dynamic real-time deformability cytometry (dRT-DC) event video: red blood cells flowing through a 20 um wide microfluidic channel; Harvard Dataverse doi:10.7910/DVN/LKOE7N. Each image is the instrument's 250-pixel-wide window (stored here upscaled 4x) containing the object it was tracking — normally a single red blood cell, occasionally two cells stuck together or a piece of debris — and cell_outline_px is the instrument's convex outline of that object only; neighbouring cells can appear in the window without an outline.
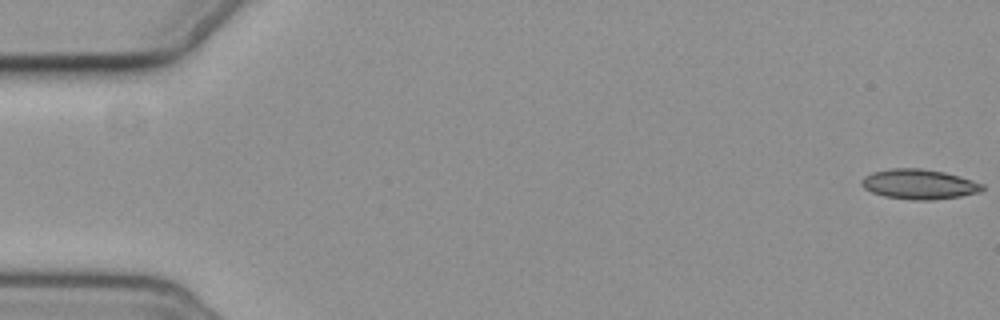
{"species": "common noctule bat (a hibernating species)", "species_latin": "Nyctalus noctula", "temperature_condition": "cold", "stored_images_in_passage": 7, "camera_frame_rate_fps": 3000, "um_per_image_px": 0.085, "animal": {"sex": "female", "body_mass_g": 19.3, "forearm_length_mm": 54.1}, "frame": {"image": 1, "passage_image": 1, "time_ms": 0.0, "image_size_px": [1000, 320], "cell_outline_px": [[984, 188], [980, 192], [960, 196], [932, 200], [916, 200], [884, 196], [872, 192], [864, 188], [860, 184], [860, 180], [864, 176], [872, 172], [888, 168], [920, 168], [944, 172], [960, 176], [984, 184]], "centroid_in_image_um": [78.1, 15.65], "position_along_channel_um": 6.9, "area_um2": 21.15}}
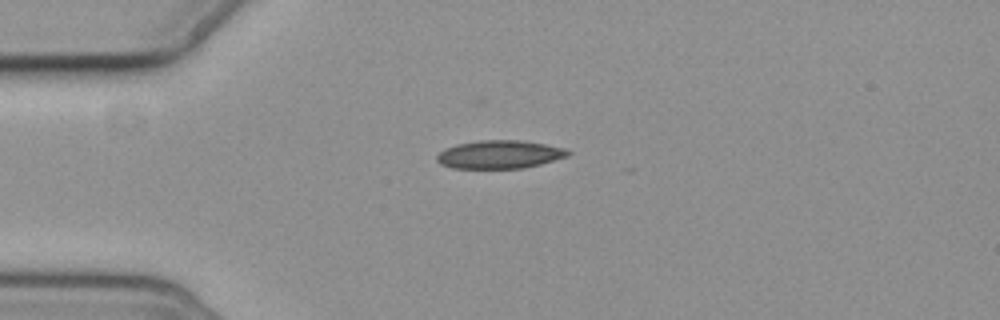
{"frame": {"image": 2, "passage_image": 7, "time_ms": 7.0, "image_size_px": [1000, 320], "cell_outline_px": [[572, 152], [568, 156], [540, 164], [524, 168], [452, 168], [440, 164], [436, 160], [436, 156], [440, 152], [456, 144], [480, 140], [524, 140], [564, 148]], "centroid_in_image_um": [42.47, 13.13], "position_along_channel_um": 42.5, "area_um2": 21.5}}